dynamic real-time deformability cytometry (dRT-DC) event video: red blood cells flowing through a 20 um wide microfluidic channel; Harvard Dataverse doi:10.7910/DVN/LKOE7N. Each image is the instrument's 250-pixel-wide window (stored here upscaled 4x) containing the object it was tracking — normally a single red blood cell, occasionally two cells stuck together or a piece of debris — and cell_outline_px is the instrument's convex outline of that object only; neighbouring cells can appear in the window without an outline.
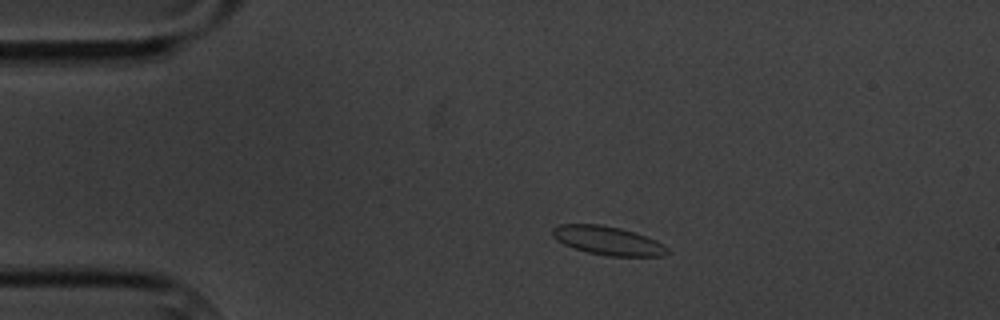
{"species": "common noctule bat (a hibernating species)", "species_latin": "Nyctalus noctula", "temperature_condition": "cold", "stored_images_in_passage": 5, "camera_frame_rate_fps": 3000, "um_per_image_px": 0.085, "animal": {"sex": "male", "body_mass_g": 20.1, "forearm_length_mm": 53.5}, "frame": {"image": 1, "passage_image": 2, "time_ms": 1.333, "image_size_px": [1000, 320], "cell_outline_px": [[668, 252], [664, 256], [608, 256], [588, 252], [564, 244], [556, 240], [552, 236], [552, 228], [560, 224], [600, 224], [620, 228], [636, 232], [656, 240], [664, 244], [668, 248]], "centroid_in_image_um": [51.68, 20.44], "position_along_channel_um": 33.3, "area_um2": 19.25}}
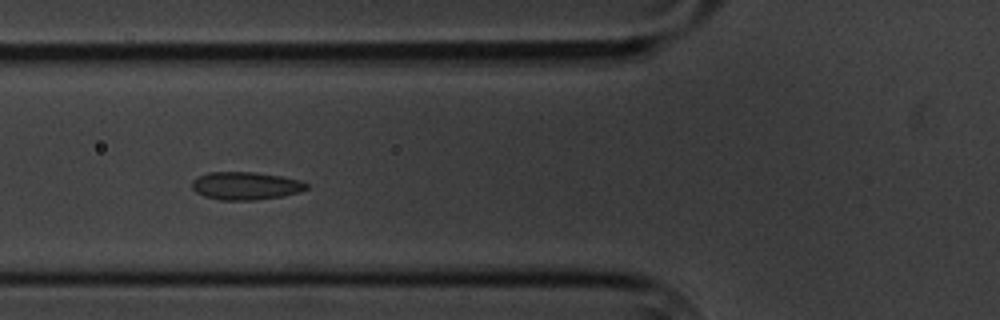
{"frame": {"image": 2, "passage_image": 5, "time_ms": 4.667, "image_size_px": [1000, 320], "cell_outline_px": [[308, 188], [300, 192], [284, 196], [256, 200], [220, 200], [204, 196], [196, 192], [192, 188], [192, 180], [208, 172], [256, 172], [280, 176], [300, 180], [308, 184]], "centroid_in_image_um": [20.89, 15.8], "position_along_channel_um": 104.9, "area_um2": 18.67}}